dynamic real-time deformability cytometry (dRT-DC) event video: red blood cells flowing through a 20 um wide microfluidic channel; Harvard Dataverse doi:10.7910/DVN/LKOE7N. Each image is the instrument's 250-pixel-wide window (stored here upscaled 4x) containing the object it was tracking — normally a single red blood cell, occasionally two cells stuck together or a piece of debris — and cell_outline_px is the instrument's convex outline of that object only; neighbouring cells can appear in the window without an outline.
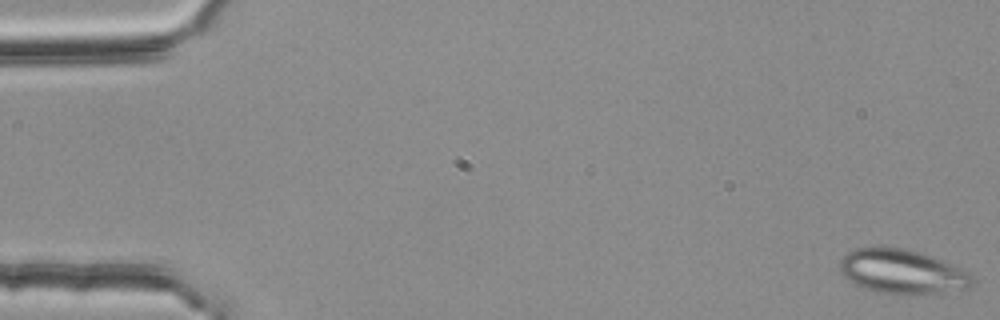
{"species": "common noctule bat (a hibernating species)", "species_latin": "Nyctalus noctula", "temperature_condition": "room temperature", "stored_images_in_passage": 53, "segment_of_instrument_passage": [1, 2], "camera_frame_rate_fps": 3000, "um_per_image_px": 0.085, "animal": {"sex": "female", "body_mass_g": 25.1}, "frame": {"image": 1, "passage_image": 1, "time_ms": 0.0, "image_size_px": [1000, 320], "cell_outline_px": [[972, 284], [964, 288], [940, 296], [904, 296], [876, 292], [864, 288], [848, 280], [840, 272], [840, 260], [848, 252], [856, 248], [908, 248], [932, 256], [964, 268], [972, 276]], "centroid_in_image_um": [76.75, 23.14], "position_along_channel_um": 8.2, "area_um2": 35.14}}